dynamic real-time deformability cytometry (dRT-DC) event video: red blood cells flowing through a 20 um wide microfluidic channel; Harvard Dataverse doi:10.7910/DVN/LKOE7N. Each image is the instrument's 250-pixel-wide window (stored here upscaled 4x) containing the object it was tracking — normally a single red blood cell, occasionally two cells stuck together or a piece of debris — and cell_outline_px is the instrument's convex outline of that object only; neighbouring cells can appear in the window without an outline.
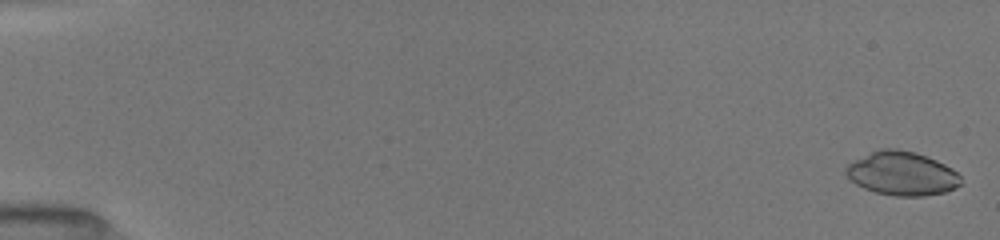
{"species": "common noctule bat (a hibernating species)", "species_latin": "Nyctalus noctula", "temperature_condition": "room temperature", "stored_images_in_passage": 44, "camera_frame_rate_fps": 3000, "um_per_image_px": 0.085, "animal": {"sex": "female", "body_mass_g": 19.5, "forearm_length_mm": 54.1}, "frame": {"image": 1, "passage_image": 2, "time_ms": 0.333, "image_size_px": [1000, 240], "cell_outline_px": [[960, 184], [944, 192], [924, 196], [896, 196], [876, 192], [864, 188], [856, 184], [844, 172], [844, 168], [848, 164], [880, 148], [896, 148], [912, 152], [936, 160], [952, 168], [960, 176]], "centroid_in_image_um": [76.65, 14.75], "position_along_channel_um": 8.4, "area_um2": 28.84}}
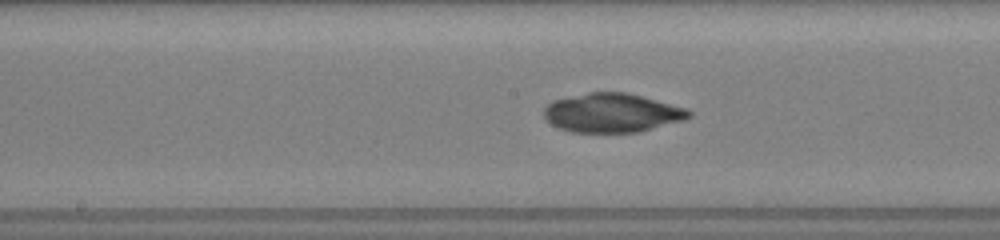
{"frame": {"image": 2, "passage_image": 24, "time_ms": 9.333, "image_size_px": [1000, 240], "cell_outline_px": [[692, 116], [684, 120], [640, 132], [572, 132], [560, 128], [552, 124], [544, 116], [544, 108], [552, 100], [588, 92], [628, 92], [684, 108], [692, 112]], "centroid_in_image_um": [52.02, 9.59], "position_along_channel_um": 196.2, "area_um2": 32.83}}
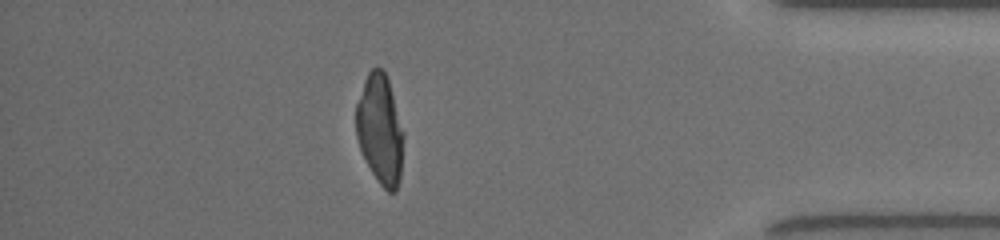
{"frame": {"image": 3, "passage_image": 39, "time_ms": 15.333, "image_size_px": [1000, 240], "cell_outline_px": [[404, 136], [400, 180], [396, 192], [388, 192], [380, 184], [372, 172], [360, 148], [356, 136], [356, 104], [364, 80], [368, 72], [376, 64], [384, 72], [388, 80], [404, 132]], "centroid_in_image_um": [32.31, 11.0], "position_along_channel_um": 402.9, "area_um2": 30.35}}